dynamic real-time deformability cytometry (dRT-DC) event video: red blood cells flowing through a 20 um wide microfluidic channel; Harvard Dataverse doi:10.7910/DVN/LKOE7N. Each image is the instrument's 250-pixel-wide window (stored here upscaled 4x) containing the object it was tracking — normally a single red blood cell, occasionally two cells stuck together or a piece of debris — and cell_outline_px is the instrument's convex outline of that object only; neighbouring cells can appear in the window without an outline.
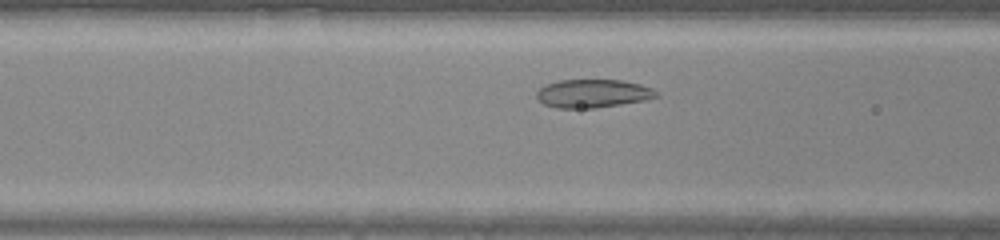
{"species": "common noctule bat (a hibernating species)", "species_latin": "Nyctalus noctula", "temperature_condition": "warm", "stored_images_in_passage": 29, "camera_frame_rate_fps": 3000, "um_per_image_px": 0.085, "animal": {"sex": "male", "body_mass_g": 20.0, "forearm_length_mm": 53.3}, "frame": {"image": 1, "passage_image": 9, "time_ms": 2.667, "image_size_px": [1000, 240], "cell_outline_px": [[660, 96], [644, 100], [596, 108], [556, 108], [544, 104], [536, 96], [536, 92], [540, 88], [548, 84], [560, 80], [620, 80], [640, 84], [652, 88]], "centroid_in_image_um": [50.39, 7.95], "position_along_channel_um": 116.2, "area_um2": 19.59}}
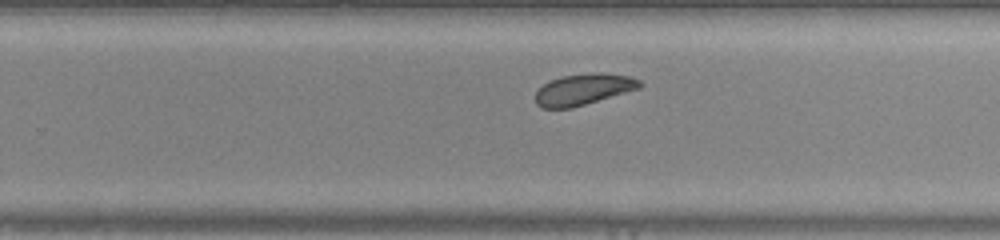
{"frame": {"image": 2, "passage_image": 20, "time_ms": 6.333, "image_size_px": [1000, 240], "cell_outline_px": [[644, 84], [640, 88], [572, 108], [540, 108], [536, 104], [536, 92], [544, 84], [560, 76], [592, 72], [600, 72], [628, 76], [640, 80]], "centroid_in_image_um": [49.6, 7.59], "position_along_channel_um": 280.2, "area_um2": 18.96}}
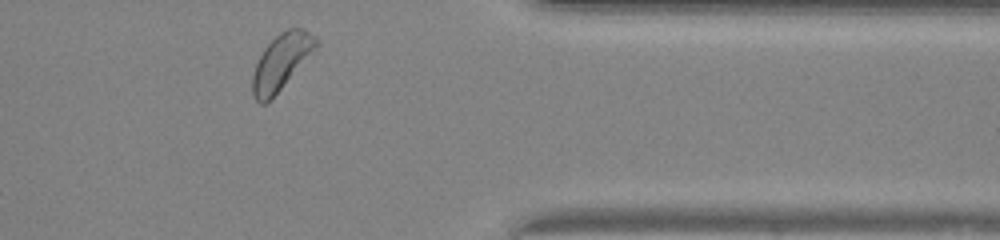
{"frame": {"image": 3, "passage_image": 28, "time_ms": 9.0, "image_size_px": [1000, 240], "cell_outline_px": [[320, 44], [280, 88], [264, 104], [260, 104], [252, 96], [252, 76], [256, 64], [264, 48], [280, 32], [288, 28], [304, 28], [316, 36], [320, 40]], "centroid_in_image_um": [23.92, 5.21], "position_along_channel_um": 387.5, "area_um2": 20.23}}